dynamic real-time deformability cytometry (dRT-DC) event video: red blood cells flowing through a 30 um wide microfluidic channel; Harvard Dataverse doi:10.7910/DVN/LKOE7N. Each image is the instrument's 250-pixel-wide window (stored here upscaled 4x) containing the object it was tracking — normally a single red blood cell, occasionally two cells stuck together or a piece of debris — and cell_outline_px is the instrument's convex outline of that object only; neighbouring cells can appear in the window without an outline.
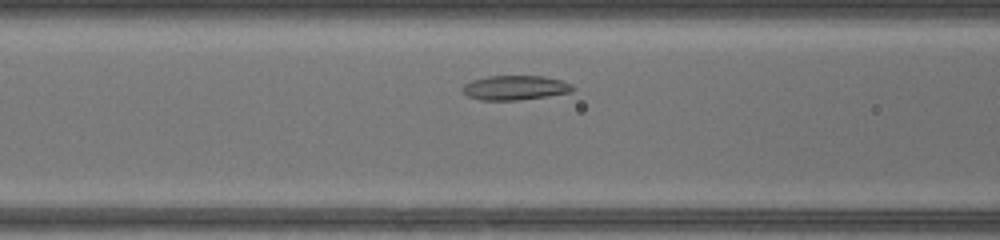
{"species": "common noctule bat (a hibernating species)", "species_latin": "Nyctalus noctula", "temperature_condition": "warm", "stored_images_in_passage": 30, "camera_frame_rate_fps": 3000, "um_per_image_px": 0.085, "animal": {"sex": "female", "body_mass_g": 17.0, "forearm_length_mm": 48.0}, "frame": {"image": 1, "passage_image": 8, "time_ms": 2.333, "image_size_px": [1000, 240], "cell_outline_px": [[576, 88], [572, 92], [548, 96], [516, 100], [480, 100], [468, 96], [460, 88], [464, 84], [472, 80], [488, 76], [544, 76], [560, 80], [572, 84]], "centroid_in_image_um": [43.79, 7.45], "position_along_channel_um": 122.8, "area_um2": 15.78}}
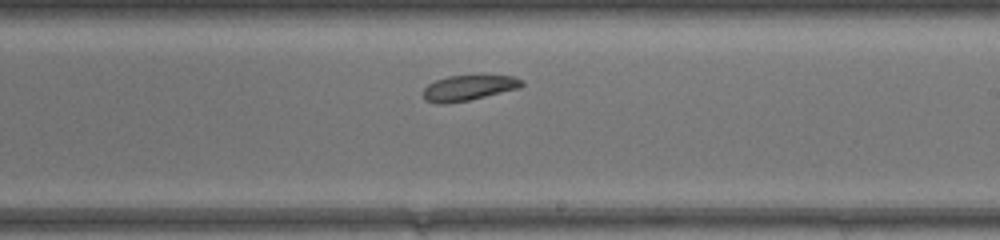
{"frame": {"image": 2, "passage_image": 17, "time_ms": 5.333, "image_size_px": [1000, 240], "cell_outline_px": [[524, 84], [520, 88], [468, 100], [448, 104], [436, 104], [424, 100], [424, 88], [428, 84], [436, 80], [448, 76], [512, 76], [524, 80]], "centroid_in_image_um": [39.81, 7.48], "position_along_channel_um": 249.2, "area_um2": 14.51}}
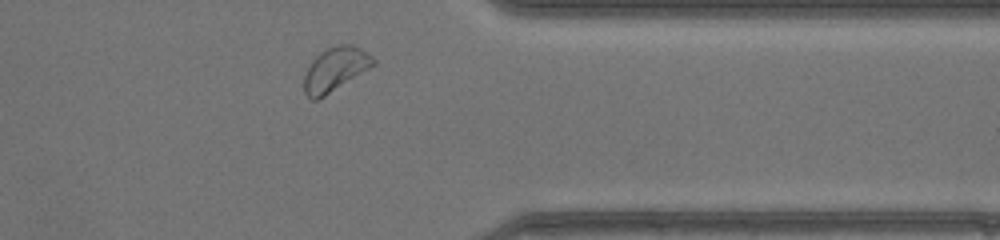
{"frame": {"image": 3, "passage_image": 27, "time_ms": 8.667, "image_size_px": [1000, 240], "cell_outline_px": [[376, 64], [324, 96], [316, 100], [312, 100], [304, 92], [304, 76], [312, 60], [320, 52], [336, 44], [352, 44], [360, 48], [372, 56], [376, 60]], "centroid_in_image_um": [28.5, 5.87], "position_along_channel_um": 382.9, "area_um2": 17.51}, "authors_computed_cell_mechanics": {"area_um2": 15.317, "velocity_mm_per_s": 4.2293, "shape_relaxation_time_tau1_ms": null, "shape_relaxation_time_tau2_ms": 6.2208, "deformation_change_tau1": null, "deformation_change_tau2": 0.1259}}